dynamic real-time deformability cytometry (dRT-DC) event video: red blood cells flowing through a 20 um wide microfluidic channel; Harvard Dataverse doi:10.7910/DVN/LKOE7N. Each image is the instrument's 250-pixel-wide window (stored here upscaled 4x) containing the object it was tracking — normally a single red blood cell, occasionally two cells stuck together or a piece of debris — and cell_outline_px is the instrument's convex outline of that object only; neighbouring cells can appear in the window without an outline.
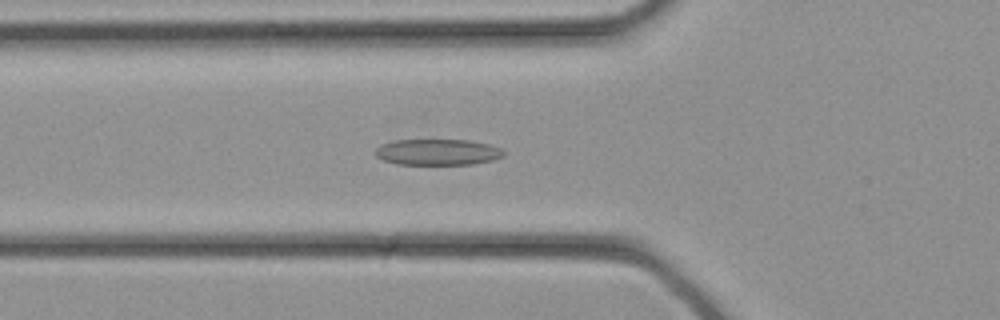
{"species": "common noctule bat (a hibernating species)", "species_latin": "Nyctalus noctula", "temperature_condition": "cold", "stored_images_in_passage": 28, "camera_frame_rate_fps": 3000, "um_per_image_px": 0.085, "animal": {"sex": "female", "body_mass_g": 21.9}, "frame": {"image": 1, "passage_image": 6, "time_ms": 1.667, "image_size_px": [1000, 320], "cell_outline_px": [[504, 156], [492, 160], [472, 164], [396, 164], [384, 160], [376, 156], [376, 148], [380, 144], [396, 140], [472, 140], [504, 148]], "centroid_in_image_um": [37.23, 12.92], "position_along_channel_um": 88.6, "area_um2": 19.54}}
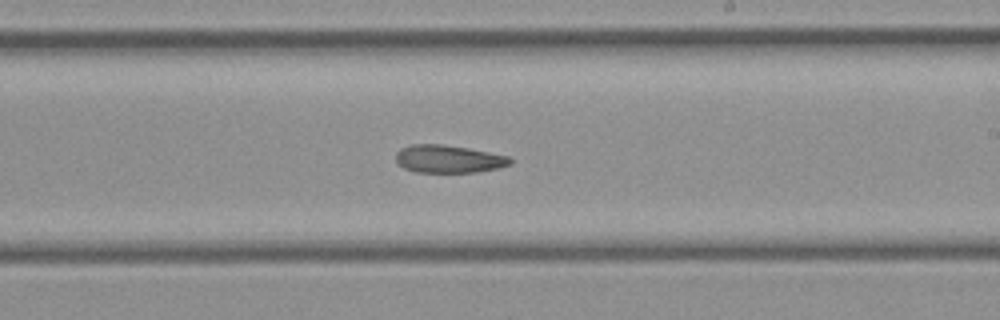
{"frame": {"image": 2, "passage_image": 14, "time_ms": 4.333, "image_size_px": [1000, 320], "cell_outline_px": [[512, 164], [496, 168], [476, 172], [416, 172], [404, 168], [396, 160], [396, 152], [400, 148], [412, 144], [440, 144], [468, 148], [508, 156], [512, 160]], "centroid_in_image_um": [38.11, 13.51], "position_along_channel_um": 250.9, "area_um2": 18.38}}
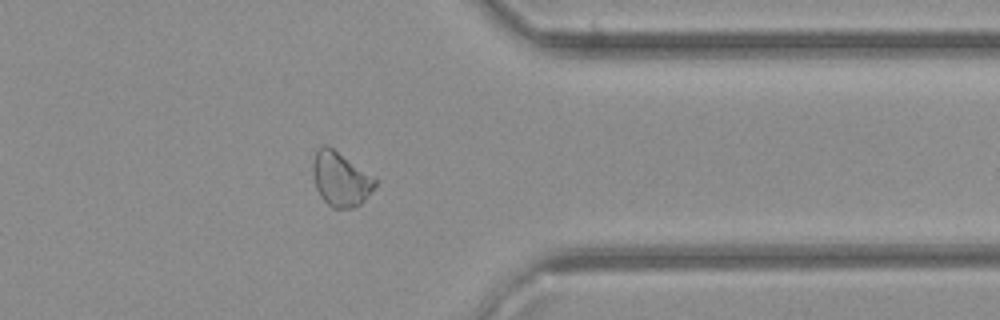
{"frame": {"image": 3, "passage_image": 21, "time_ms": 6.667, "image_size_px": [1000, 320], "cell_outline_px": [[376, 184], [364, 200], [360, 204], [352, 208], [332, 208], [320, 196], [316, 188], [312, 172], [312, 160], [316, 148], [324, 144], [328, 144], [372, 176], [376, 180]], "centroid_in_image_um": [28.89, 15.19], "position_along_channel_um": 382.5, "area_um2": 19.65}}